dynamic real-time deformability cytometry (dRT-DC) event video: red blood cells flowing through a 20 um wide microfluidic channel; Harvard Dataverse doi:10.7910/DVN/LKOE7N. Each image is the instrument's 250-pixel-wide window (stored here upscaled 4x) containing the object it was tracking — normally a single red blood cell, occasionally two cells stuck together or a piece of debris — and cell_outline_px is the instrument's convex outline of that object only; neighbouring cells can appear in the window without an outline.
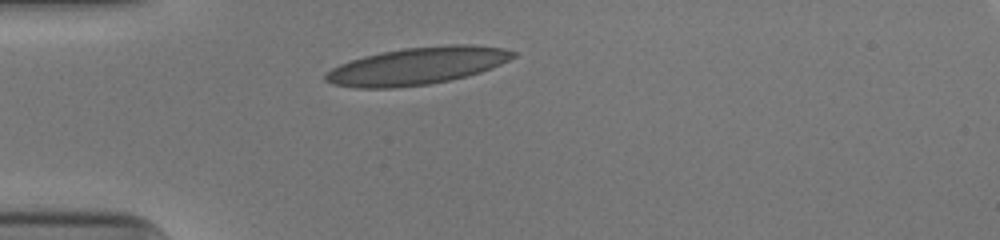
{"species": "human", "species_latin": "Homo sapiens", "temperature_condition": "cold", "stored_images_in_passage": 28, "camera_frame_rate_fps": 3000, "um_per_image_px": 0.085, "donor": {"sex": "male"}, "frame": {"image": 1, "passage_image": 1, "time_ms": 0.0, "image_size_px": [1000, 240], "cell_outline_px": [[516, 56], [500, 64], [480, 72], [448, 80], [428, 84], [392, 88], [356, 88], [332, 84], [324, 80], [324, 76], [332, 68], [340, 64], [364, 56], [404, 48], [452, 44], [472, 44], [504, 48], [516, 52]], "centroid_in_image_um": [35.46, 5.6], "position_along_channel_um": 49.5, "area_um2": 40.4}}
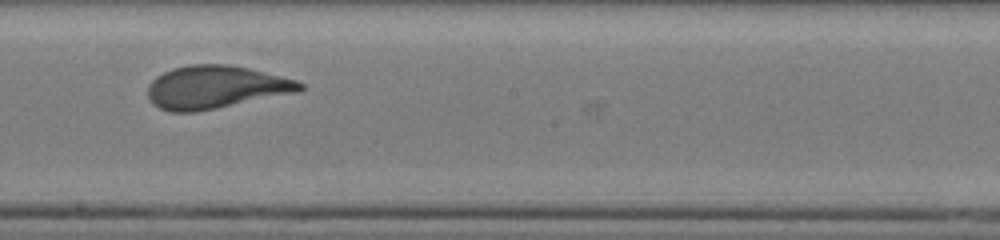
{"frame": {"image": 2, "passage_image": 16, "time_ms": 5.0, "image_size_px": [1000, 240], "cell_outline_px": [[304, 88], [296, 92], [196, 112], [172, 112], [160, 108], [148, 96], [148, 84], [156, 76], [172, 68], [188, 64], [228, 64], [248, 68], [296, 80], [304, 84]], "centroid_in_image_um": [18.3, 7.4], "position_along_channel_um": 229.9, "area_um2": 37.69}}
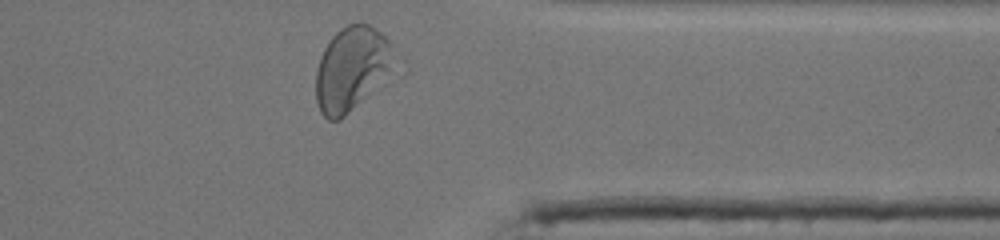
{"frame": {"image": 3, "passage_image": 28, "time_ms": 9.0, "image_size_px": [1000, 240], "cell_outline_px": [[388, 68], [344, 116], [340, 120], [328, 120], [320, 112], [316, 100], [316, 68], [320, 56], [328, 40], [340, 28], [348, 24], [368, 24], [376, 28], [388, 40]], "centroid_in_image_um": [29.7, 5.8], "position_along_channel_um": 381.7, "area_um2": 35.89}, "authors_computed_cell_mechanics": {"area_um2": 37.3099, "velocity_mm_per_s": 3.9477, "shape_relaxation_time_tau1_ms": 6.5702, "shape_relaxation_time_tau2_ms": null, "deformation_change_tau1": 0.2439, "deformation_change_tau2": null}}